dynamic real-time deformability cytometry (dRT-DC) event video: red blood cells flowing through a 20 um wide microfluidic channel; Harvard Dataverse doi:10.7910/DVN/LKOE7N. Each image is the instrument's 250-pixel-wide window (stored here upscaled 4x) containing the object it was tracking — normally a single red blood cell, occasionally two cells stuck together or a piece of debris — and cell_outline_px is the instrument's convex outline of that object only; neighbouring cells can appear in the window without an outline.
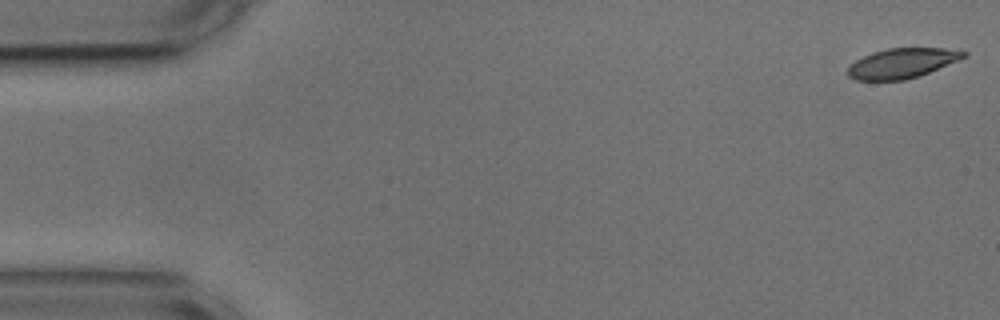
{"species": "common noctule bat (a hibernating species)", "species_latin": "Nyctalus noctula", "temperature_condition": "cold", "stored_images_in_passage": 54, "camera_frame_rate_fps": 3000, "um_per_image_px": 0.085, "animal": {"sex": "male", "body_mass_g": 17.9, "forearm_length_mm": 54.2}, "frame": {"image": 1, "passage_image": 1, "time_ms": 0.0, "image_size_px": [1000, 320], "cell_outline_px": [[968, 56], [928, 72], [904, 80], [856, 80], [848, 76], [848, 68], [856, 60], [872, 52], [888, 48], [944, 48], [968, 52]], "centroid_in_image_um": [76.67, 5.36], "position_along_channel_um": 8.3, "area_um2": 19.88}}
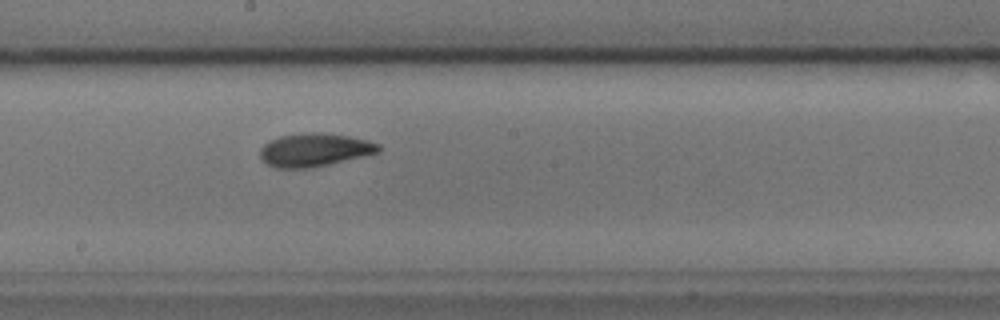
{"frame": {"image": 2, "passage_image": 29, "time_ms": 9.333, "image_size_px": [1000, 320], "cell_outline_px": [[380, 152], [364, 156], [328, 164], [308, 168], [276, 168], [260, 160], [260, 148], [268, 140], [280, 136], [300, 132], [316, 132], [348, 136], [368, 140], [380, 144]], "centroid_in_image_um": [26.7, 12.73], "position_along_channel_um": 221.5, "area_um2": 23.06}}
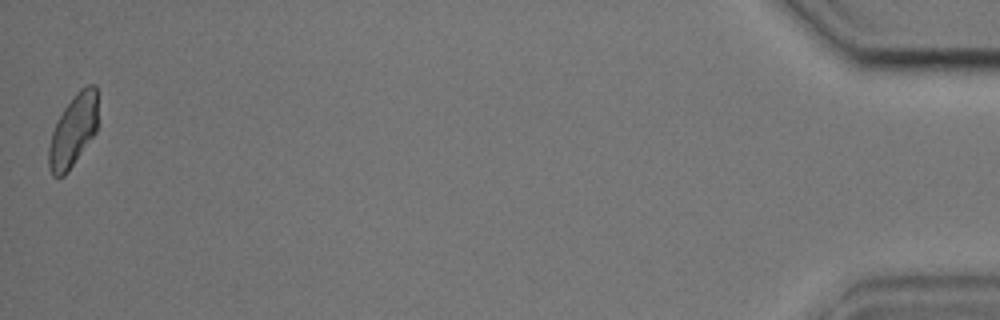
{"frame": {"image": 3, "passage_image": 54, "time_ms": 17.667, "image_size_px": [1000, 320], "cell_outline_px": [[96, 132], [64, 176], [52, 176], [48, 168], [48, 148], [52, 132], [56, 120], [64, 108], [76, 92], [80, 88], [88, 84], [96, 84]], "centroid_in_image_um": [6.19, 11.1], "position_along_channel_um": 429.0, "area_um2": 20.46}, "authors_computed_cell_mechanics": {"area_um2": 21.7039, "velocity_mm_per_s": 3.63, "shape_relaxation_time_tau1_ms": 2.8705, "shape_relaxation_time_tau2_ms": 2.5553, "deformation_change_tau1": 0.1163, "deformation_change_tau2": 0.0733}}